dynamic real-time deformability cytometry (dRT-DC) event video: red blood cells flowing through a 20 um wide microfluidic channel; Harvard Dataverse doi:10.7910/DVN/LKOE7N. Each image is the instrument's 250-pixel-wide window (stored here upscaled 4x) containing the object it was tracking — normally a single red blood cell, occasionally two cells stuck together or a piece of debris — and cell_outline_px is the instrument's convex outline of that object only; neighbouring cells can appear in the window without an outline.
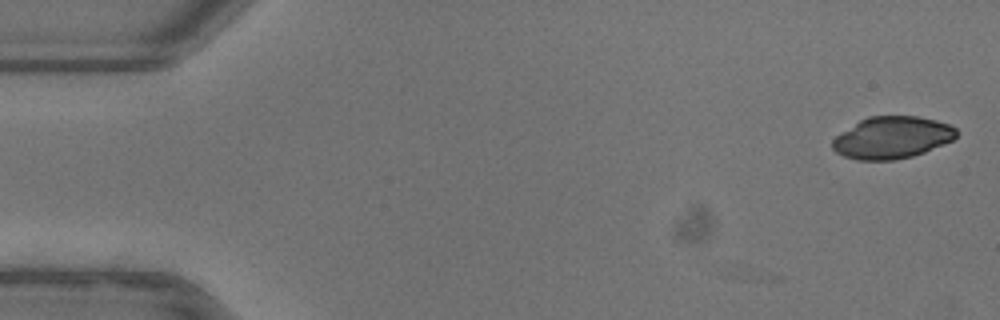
{"species": "common noctule bat (a hibernating species)", "species_latin": "Nyctalus noctula", "temperature_condition": "warm", "stored_images_in_passage": 2, "camera_frame_rate_fps": 3000, "um_per_image_px": 0.085, "animal": {"sex": "female"}, "frame": {"image": 1, "passage_image": 2, "time_ms": 0.333, "image_size_px": [1000, 320], "cell_outline_px": [[956, 136], [952, 140], [924, 152], [912, 156], [892, 160], [856, 160], [844, 156], [836, 152], [832, 148], [832, 140], [836, 136], [860, 120], [868, 116], [916, 116], [936, 120], [948, 124], [956, 128]], "centroid_in_image_um": [75.8, 11.69], "position_along_channel_um": 9.2, "area_um2": 30.11}}